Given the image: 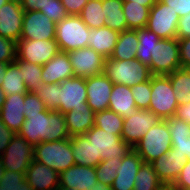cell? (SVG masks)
Instances as JSON below:
<instances>
[{
  "label": "cell",
  "mask_w": 190,
  "mask_h": 190,
  "mask_svg": "<svg viewBox=\"0 0 190 190\" xmlns=\"http://www.w3.org/2000/svg\"><path fill=\"white\" fill-rule=\"evenodd\" d=\"M34 147L18 134L0 135V190H12L34 160Z\"/></svg>",
  "instance_id": "cell-1"
},
{
  "label": "cell",
  "mask_w": 190,
  "mask_h": 190,
  "mask_svg": "<svg viewBox=\"0 0 190 190\" xmlns=\"http://www.w3.org/2000/svg\"><path fill=\"white\" fill-rule=\"evenodd\" d=\"M18 135L33 147L41 142L60 141L70 138L65 115L49 109L35 115H25V122Z\"/></svg>",
  "instance_id": "cell-2"
},
{
  "label": "cell",
  "mask_w": 190,
  "mask_h": 190,
  "mask_svg": "<svg viewBox=\"0 0 190 190\" xmlns=\"http://www.w3.org/2000/svg\"><path fill=\"white\" fill-rule=\"evenodd\" d=\"M104 74L114 84H123L127 87L143 83L152 77L150 68L137 58L131 61L105 58Z\"/></svg>",
  "instance_id": "cell-3"
},
{
  "label": "cell",
  "mask_w": 190,
  "mask_h": 190,
  "mask_svg": "<svg viewBox=\"0 0 190 190\" xmlns=\"http://www.w3.org/2000/svg\"><path fill=\"white\" fill-rule=\"evenodd\" d=\"M33 155L35 161L59 173L75 165L70 138L38 143L34 146Z\"/></svg>",
  "instance_id": "cell-4"
},
{
  "label": "cell",
  "mask_w": 190,
  "mask_h": 190,
  "mask_svg": "<svg viewBox=\"0 0 190 190\" xmlns=\"http://www.w3.org/2000/svg\"><path fill=\"white\" fill-rule=\"evenodd\" d=\"M172 148L167 120L153 126L133 148L145 163H151Z\"/></svg>",
  "instance_id": "cell-5"
},
{
  "label": "cell",
  "mask_w": 190,
  "mask_h": 190,
  "mask_svg": "<svg viewBox=\"0 0 190 190\" xmlns=\"http://www.w3.org/2000/svg\"><path fill=\"white\" fill-rule=\"evenodd\" d=\"M88 37L89 27L78 15H69L56 24L55 39L62 52L88 47Z\"/></svg>",
  "instance_id": "cell-6"
},
{
  "label": "cell",
  "mask_w": 190,
  "mask_h": 190,
  "mask_svg": "<svg viewBox=\"0 0 190 190\" xmlns=\"http://www.w3.org/2000/svg\"><path fill=\"white\" fill-rule=\"evenodd\" d=\"M178 102L168 75H152L149 109L162 120L175 116Z\"/></svg>",
  "instance_id": "cell-7"
},
{
  "label": "cell",
  "mask_w": 190,
  "mask_h": 190,
  "mask_svg": "<svg viewBox=\"0 0 190 190\" xmlns=\"http://www.w3.org/2000/svg\"><path fill=\"white\" fill-rule=\"evenodd\" d=\"M84 135L93 144L95 159L101 161L123 158L132 149L120 135L107 132L95 125Z\"/></svg>",
  "instance_id": "cell-8"
},
{
  "label": "cell",
  "mask_w": 190,
  "mask_h": 190,
  "mask_svg": "<svg viewBox=\"0 0 190 190\" xmlns=\"http://www.w3.org/2000/svg\"><path fill=\"white\" fill-rule=\"evenodd\" d=\"M148 66L152 75H169L181 68L177 38L160 39L155 45Z\"/></svg>",
  "instance_id": "cell-9"
},
{
  "label": "cell",
  "mask_w": 190,
  "mask_h": 190,
  "mask_svg": "<svg viewBox=\"0 0 190 190\" xmlns=\"http://www.w3.org/2000/svg\"><path fill=\"white\" fill-rule=\"evenodd\" d=\"M59 187V172L33 160L24 177L12 190H56Z\"/></svg>",
  "instance_id": "cell-10"
},
{
  "label": "cell",
  "mask_w": 190,
  "mask_h": 190,
  "mask_svg": "<svg viewBox=\"0 0 190 190\" xmlns=\"http://www.w3.org/2000/svg\"><path fill=\"white\" fill-rule=\"evenodd\" d=\"M161 121L148 109H136L130 117L124 118L121 138L133 149L144 134Z\"/></svg>",
  "instance_id": "cell-11"
},
{
  "label": "cell",
  "mask_w": 190,
  "mask_h": 190,
  "mask_svg": "<svg viewBox=\"0 0 190 190\" xmlns=\"http://www.w3.org/2000/svg\"><path fill=\"white\" fill-rule=\"evenodd\" d=\"M26 93L5 96L0 108V135L18 134L25 122L24 101Z\"/></svg>",
  "instance_id": "cell-12"
},
{
  "label": "cell",
  "mask_w": 190,
  "mask_h": 190,
  "mask_svg": "<svg viewBox=\"0 0 190 190\" xmlns=\"http://www.w3.org/2000/svg\"><path fill=\"white\" fill-rule=\"evenodd\" d=\"M179 16L161 1L150 9L146 27L161 39L176 38Z\"/></svg>",
  "instance_id": "cell-13"
},
{
  "label": "cell",
  "mask_w": 190,
  "mask_h": 190,
  "mask_svg": "<svg viewBox=\"0 0 190 190\" xmlns=\"http://www.w3.org/2000/svg\"><path fill=\"white\" fill-rule=\"evenodd\" d=\"M56 39L19 40L17 58L37 65H44L59 52Z\"/></svg>",
  "instance_id": "cell-14"
},
{
  "label": "cell",
  "mask_w": 190,
  "mask_h": 190,
  "mask_svg": "<svg viewBox=\"0 0 190 190\" xmlns=\"http://www.w3.org/2000/svg\"><path fill=\"white\" fill-rule=\"evenodd\" d=\"M68 55L75 77L89 78L104 73L105 58L93 48L69 51Z\"/></svg>",
  "instance_id": "cell-15"
},
{
  "label": "cell",
  "mask_w": 190,
  "mask_h": 190,
  "mask_svg": "<svg viewBox=\"0 0 190 190\" xmlns=\"http://www.w3.org/2000/svg\"><path fill=\"white\" fill-rule=\"evenodd\" d=\"M56 23L44 13L34 10L24 12L20 40H53Z\"/></svg>",
  "instance_id": "cell-16"
},
{
  "label": "cell",
  "mask_w": 190,
  "mask_h": 190,
  "mask_svg": "<svg viewBox=\"0 0 190 190\" xmlns=\"http://www.w3.org/2000/svg\"><path fill=\"white\" fill-rule=\"evenodd\" d=\"M60 113H67L77 107H87L86 78L73 77L60 83L58 90Z\"/></svg>",
  "instance_id": "cell-17"
},
{
  "label": "cell",
  "mask_w": 190,
  "mask_h": 190,
  "mask_svg": "<svg viewBox=\"0 0 190 190\" xmlns=\"http://www.w3.org/2000/svg\"><path fill=\"white\" fill-rule=\"evenodd\" d=\"M24 11L19 0H9L0 7V36L18 42L22 34Z\"/></svg>",
  "instance_id": "cell-18"
},
{
  "label": "cell",
  "mask_w": 190,
  "mask_h": 190,
  "mask_svg": "<svg viewBox=\"0 0 190 190\" xmlns=\"http://www.w3.org/2000/svg\"><path fill=\"white\" fill-rule=\"evenodd\" d=\"M187 162V157L177 153L173 147L151 162L154 171L164 186L173 185L180 171Z\"/></svg>",
  "instance_id": "cell-19"
},
{
  "label": "cell",
  "mask_w": 190,
  "mask_h": 190,
  "mask_svg": "<svg viewBox=\"0 0 190 190\" xmlns=\"http://www.w3.org/2000/svg\"><path fill=\"white\" fill-rule=\"evenodd\" d=\"M113 85L104 73L86 78L87 103L95 113L109 108Z\"/></svg>",
  "instance_id": "cell-20"
},
{
  "label": "cell",
  "mask_w": 190,
  "mask_h": 190,
  "mask_svg": "<svg viewBox=\"0 0 190 190\" xmlns=\"http://www.w3.org/2000/svg\"><path fill=\"white\" fill-rule=\"evenodd\" d=\"M96 168L73 165L59 173V186L78 190H89L96 185Z\"/></svg>",
  "instance_id": "cell-21"
},
{
  "label": "cell",
  "mask_w": 190,
  "mask_h": 190,
  "mask_svg": "<svg viewBox=\"0 0 190 190\" xmlns=\"http://www.w3.org/2000/svg\"><path fill=\"white\" fill-rule=\"evenodd\" d=\"M74 72L67 52L59 51L46 64L42 65V81L47 84L61 83L73 78Z\"/></svg>",
  "instance_id": "cell-22"
},
{
  "label": "cell",
  "mask_w": 190,
  "mask_h": 190,
  "mask_svg": "<svg viewBox=\"0 0 190 190\" xmlns=\"http://www.w3.org/2000/svg\"><path fill=\"white\" fill-rule=\"evenodd\" d=\"M142 164L143 159L134 149H131L122 158V164L116 170L117 175L112 184V190H133L135 176Z\"/></svg>",
  "instance_id": "cell-23"
},
{
  "label": "cell",
  "mask_w": 190,
  "mask_h": 190,
  "mask_svg": "<svg viewBox=\"0 0 190 190\" xmlns=\"http://www.w3.org/2000/svg\"><path fill=\"white\" fill-rule=\"evenodd\" d=\"M119 34L107 26L89 28L88 47L93 48L104 58H108L115 49Z\"/></svg>",
  "instance_id": "cell-24"
},
{
  "label": "cell",
  "mask_w": 190,
  "mask_h": 190,
  "mask_svg": "<svg viewBox=\"0 0 190 190\" xmlns=\"http://www.w3.org/2000/svg\"><path fill=\"white\" fill-rule=\"evenodd\" d=\"M64 115L70 137L85 134L94 126L95 112L89 105L74 108Z\"/></svg>",
  "instance_id": "cell-25"
},
{
  "label": "cell",
  "mask_w": 190,
  "mask_h": 190,
  "mask_svg": "<svg viewBox=\"0 0 190 190\" xmlns=\"http://www.w3.org/2000/svg\"><path fill=\"white\" fill-rule=\"evenodd\" d=\"M108 109L119 114L122 118L130 117L137 109L130 87L123 84H114Z\"/></svg>",
  "instance_id": "cell-26"
},
{
  "label": "cell",
  "mask_w": 190,
  "mask_h": 190,
  "mask_svg": "<svg viewBox=\"0 0 190 190\" xmlns=\"http://www.w3.org/2000/svg\"><path fill=\"white\" fill-rule=\"evenodd\" d=\"M70 142L75 165L96 167L101 162L100 159H95L93 144L84 134L71 136Z\"/></svg>",
  "instance_id": "cell-27"
},
{
  "label": "cell",
  "mask_w": 190,
  "mask_h": 190,
  "mask_svg": "<svg viewBox=\"0 0 190 190\" xmlns=\"http://www.w3.org/2000/svg\"><path fill=\"white\" fill-rule=\"evenodd\" d=\"M138 44L137 30H125L119 34L115 49L110 58L131 61L136 58Z\"/></svg>",
  "instance_id": "cell-28"
},
{
  "label": "cell",
  "mask_w": 190,
  "mask_h": 190,
  "mask_svg": "<svg viewBox=\"0 0 190 190\" xmlns=\"http://www.w3.org/2000/svg\"><path fill=\"white\" fill-rule=\"evenodd\" d=\"M122 0H102L106 26L119 33L128 30Z\"/></svg>",
  "instance_id": "cell-29"
},
{
  "label": "cell",
  "mask_w": 190,
  "mask_h": 190,
  "mask_svg": "<svg viewBox=\"0 0 190 190\" xmlns=\"http://www.w3.org/2000/svg\"><path fill=\"white\" fill-rule=\"evenodd\" d=\"M137 36L139 44L137 45L136 58L142 64L149 66L152 61L151 55H153L154 47L161 38L147 27L137 29Z\"/></svg>",
  "instance_id": "cell-30"
},
{
  "label": "cell",
  "mask_w": 190,
  "mask_h": 190,
  "mask_svg": "<svg viewBox=\"0 0 190 190\" xmlns=\"http://www.w3.org/2000/svg\"><path fill=\"white\" fill-rule=\"evenodd\" d=\"M3 96L17 93H28L21 72L18 70V58L13 63H8L6 75L1 85Z\"/></svg>",
  "instance_id": "cell-31"
},
{
  "label": "cell",
  "mask_w": 190,
  "mask_h": 190,
  "mask_svg": "<svg viewBox=\"0 0 190 190\" xmlns=\"http://www.w3.org/2000/svg\"><path fill=\"white\" fill-rule=\"evenodd\" d=\"M168 76L178 104L190 103V69L180 68Z\"/></svg>",
  "instance_id": "cell-32"
},
{
  "label": "cell",
  "mask_w": 190,
  "mask_h": 190,
  "mask_svg": "<svg viewBox=\"0 0 190 190\" xmlns=\"http://www.w3.org/2000/svg\"><path fill=\"white\" fill-rule=\"evenodd\" d=\"M123 13L128 29L137 30L146 27L150 8L133 2H124Z\"/></svg>",
  "instance_id": "cell-33"
},
{
  "label": "cell",
  "mask_w": 190,
  "mask_h": 190,
  "mask_svg": "<svg viewBox=\"0 0 190 190\" xmlns=\"http://www.w3.org/2000/svg\"><path fill=\"white\" fill-rule=\"evenodd\" d=\"M163 187L152 164L143 162L135 176L133 190H161Z\"/></svg>",
  "instance_id": "cell-34"
},
{
  "label": "cell",
  "mask_w": 190,
  "mask_h": 190,
  "mask_svg": "<svg viewBox=\"0 0 190 190\" xmlns=\"http://www.w3.org/2000/svg\"><path fill=\"white\" fill-rule=\"evenodd\" d=\"M78 16L89 28L106 26L102 0H89Z\"/></svg>",
  "instance_id": "cell-35"
},
{
  "label": "cell",
  "mask_w": 190,
  "mask_h": 190,
  "mask_svg": "<svg viewBox=\"0 0 190 190\" xmlns=\"http://www.w3.org/2000/svg\"><path fill=\"white\" fill-rule=\"evenodd\" d=\"M18 70L21 72L22 78L29 93H34L41 87L42 65L33 64L18 59Z\"/></svg>",
  "instance_id": "cell-36"
},
{
  "label": "cell",
  "mask_w": 190,
  "mask_h": 190,
  "mask_svg": "<svg viewBox=\"0 0 190 190\" xmlns=\"http://www.w3.org/2000/svg\"><path fill=\"white\" fill-rule=\"evenodd\" d=\"M124 118L110 109L95 113L94 125L121 136Z\"/></svg>",
  "instance_id": "cell-37"
},
{
  "label": "cell",
  "mask_w": 190,
  "mask_h": 190,
  "mask_svg": "<svg viewBox=\"0 0 190 190\" xmlns=\"http://www.w3.org/2000/svg\"><path fill=\"white\" fill-rule=\"evenodd\" d=\"M122 164V158L106 159L101 161L96 168V177L99 182L112 186L117 175L116 170Z\"/></svg>",
  "instance_id": "cell-38"
},
{
  "label": "cell",
  "mask_w": 190,
  "mask_h": 190,
  "mask_svg": "<svg viewBox=\"0 0 190 190\" xmlns=\"http://www.w3.org/2000/svg\"><path fill=\"white\" fill-rule=\"evenodd\" d=\"M59 89L60 83L47 84L42 82L41 87L34 93L44 102L47 109L57 111L60 108V101L58 100Z\"/></svg>",
  "instance_id": "cell-39"
},
{
  "label": "cell",
  "mask_w": 190,
  "mask_h": 190,
  "mask_svg": "<svg viewBox=\"0 0 190 190\" xmlns=\"http://www.w3.org/2000/svg\"><path fill=\"white\" fill-rule=\"evenodd\" d=\"M137 109H149L151 100V79L130 87Z\"/></svg>",
  "instance_id": "cell-40"
},
{
  "label": "cell",
  "mask_w": 190,
  "mask_h": 190,
  "mask_svg": "<svg viewBox=\"0 0 190 190\" xmlns=\"http://www.w3.org/2000/svg\"><path fill=\"white\" fill-rule=\"evenodd\" d=\"M39 11L44 13L56 24L69 16L66 8L61 3V0H47L44 7H42Z\"/></svg>",
  "instance_id": "cell-41"
},
{
  "label": "cell",
  "mask_w": 190,
  "mask_h": 190,
  "mask_svg": "<svg viewBox=\"0 0 190 190\" xmlns=\"http://www.w3.org/2000/svg\"><path fill=\"white\" fill-rule=\"evenodd\" d=\"M17 59V42L0 36V62L13 63Z\"/></svg>",
  "instance_id": "cell-42"
},
{
  "label": "cell",
  "mask_w": 190,
  "mask_h": 190,
  "mask_svg": "<svg viewBox=\"0 0 190 190\" xmlns=\"http://www.w3.org/2000/svg\"><path fill=\"white\" fill-rule=\"evenodd\" d=\"M171 139H182L190 136V124L178 117L167 119Z\"/></svg>",
  "instance_id": "cell-43"
},
{
  "label": "cell",
  "mask_w": 190,
  "mask_h": 190,
  "mask_svg": "<svg viewBox=\"0 0 190 190\" xmlns=\"http://www.w3.org/2000/svg\"><path fill=\"white\" fill-rule=\"evenodd\" d=\"M24 115H35L46 111L44 102L35 93H26L24 101Z\"/></svg>",
  "instance_id": "cell-44"
},
{
  "label": "cell",
  "mask_w": 190,
  "mask_h": 190,
  "mask_svg": "<svg viewBox=\"0 0 190 190\" xmlns=\"http://www.w3.org/2000/svg\"><path fill=\"white\" fill-rule=\"evenodd\" d=\"M168 6L173 12H176L179 17L190 13V0H160Z\"/></svg>",
  "instance_id": "cell-45"
},
{
  "label": "cell",
  "mask_w": 190,
  "mask_h": 190,
  "mask_svg": "<svg viewBox=\"0 0 190 190\" xmlns=\"http://www.w3.org/2000/svg\"><path fill=\"white\" fill-rule=\"evenodd\" d=\"M172 186L179 190H190V160H187Z\"/></svg>",
  "instance_id": "cell-46"
},
{
  "label": "cell",
  "mask_w": 190,
  "mask_h": 190,
  "mask_svg": "<svg viewBox=\"0 0 190 190\" xmlns=\"http://www.w3.org/2000/svg\"><path fill=\"white\" fill-rule=\"evenodd\" d=\"M181 68L190 69V38L178 39Z\"/></svg>",
  "instance_id": "cell-47"
},
{
  "label": "cell",
  "mask_w": 190,
  "mask_h": 190,
  "mask_svg": "<svg viewBox=\"0 0 190 190\" xmlns=\"http://www.w3.org/2000/svg\"><path fill=\"white\" fill-rule=\"evenodd\" d=\"M89 0H61L68 15H79Z\"/></svg>",
  "instance_id": "cell-48"
},
{
  "label": "cell",
  "mask_w": 190,
  "mask_h": 190,
  "mask_svg": "<svg viewBox=\"0 0 190 190\" xmlns=\"http://www.w3.org/2000/svg\"><path fill=\"white\" fill-rule=\"evenodd\" d=\"M176 38H190V13L179 18Z\"/></svg>",
  "instance_id": "cell-49"
},
{
  "label": "cell",
  "mask_w": 190,
  "mask_h": 190,
  "mask_svg": "<svg viewBox=\"0 0 190 190\" xmlns=\"http://www.w3.org/2000/svg\"><path fill=\"white\" fill-rule=\"evenodd\" d=\"M172 147L177 153L185 155L190 160V136L182 139H171Z\"/></svg>",
  "instance_id": "cell-50"
},
{
  "label": "cell",
  "mask_w": 190,
  "mask_h": 190,
  "mask_svg": "<svg viewBox=\"0 0 190 190\" xmlns=\"http://www.w3.org/2000/svg\"><path fill=\"white\" fill-rule=\"evenodd\" d=\"M24 12L27 11H39L44 7L47 0H19Z\"/></svg>",
  "instance_id": "cell-51"
},
{
  "label": "cell",
  "mask_w": 190,
  "mask_h": 190,
  "mask_svg": "<svg viewBox=\"0 0 190 190\" xmlns=\"http://www.w3.org/2000/svg\"><path fill=\"white\" fill-rule=\"evenodd\" d=\"M175 117H178L190 124V103L179 104L176 109Z\"/></svg>",
  "instance_id": "cell-52"
},
{
  "label": "cell",
  "mask_w": 190,
  "mask_h": 190,
  "mask_svg": "<svg viewBox=\"0 0 190 190\" xmlns=\"http://www.w3.org/2000/svg\"><path fill=\"white\" fill-rule=\"evenodd\" d=\"M123 2H133L141 4L142 6L149 7L150 9L155 5L156 0H122Z\"/></svg>",
  "instance_id": "cell-53"
},
{
  "label": "cell",
  "mask_w": 190,
  "mask_h": 190,
  "mask_svg": "<svg viewBox=\"0 0 190 190\" xmlns=\"http://www.w3.org/2000/svg\"><path fill=\"white\" fill-rule=\"evenodd\" d=\"M8 63H2L0 62V87L3 83L4 76L6 75Z\"/></svg>",
  "instance_id": "cell-54"
},
{
  "label": "cell",
  "mask_w": 190,
  "mask_h": 190,
  "mask_svg": "<svg viewBox=\"0 0 190 190\" xmlns=\"http://www.w3.org/2000/svg\"><path fill=\"white\" fill-rule=\"evenodd\" d=\"M89 190H112V186L106 185L98 181L96 185H94V187Z\"/></svg>",
  "instance_id": "cell-55"
},
{
  "label": "cell",
  "mask_w": 190,
  "mask_h": 190,
  "mask_svg": "<svg viewBox=\"0 0 190 190\" xmlns=\"http://www.w3.org/2000/svg\"><path fill=\"white\" fill-rule=\"evenodd\" d=\"M161 190H179V189L174 188L172 185H170V186H164Z\"/></svg>",
  "instance_id": "cell-56"
},
{
  "label": "cell",
  "mask_w": 190,
  "mask_h": 190,
  "mask_svg": "<svg viewBox=\"0 0 190 190\" xmlns=\"http://www.w3.org/2000/svg\"><path fill=\"white\" fill-rule=\"evenodd\" d=\"M3 100H4V96H3V92H2V90L0 88V108L2 107Z\"/></svg>",
  "instance_id": "cell-57"
},
{
  "label": "cell",
  "mask_w": 190,
  "mask_h": 190,
  "mask_svg": "<svg viewBox=\"0 0 190 190\" xmlns=\"http://www.w3.org/2000/svg\"><path fill=\"white\" fill-rule=\"evenodd\" d=\"M56 190H78V189H76V188H74V189H71V188H68V187H58Z\"/></svg>",
  "instance_id": "cell-58"
},
{
  "label": "cell",
  "mask_w": 190,
  "mask_h": 190,
  "mask_svg": "<svg viewBox=\"0 0 190 190\" xmlns=\"http://www.w3.org/2000/svg\"><path fill=\"white\" fill-rule=\"evenodd\" d=\"M9 0H0V7L3 6L6 2H8Z\"/></svg>",
  "instance_id": "cell-59"
}]
</instances>
